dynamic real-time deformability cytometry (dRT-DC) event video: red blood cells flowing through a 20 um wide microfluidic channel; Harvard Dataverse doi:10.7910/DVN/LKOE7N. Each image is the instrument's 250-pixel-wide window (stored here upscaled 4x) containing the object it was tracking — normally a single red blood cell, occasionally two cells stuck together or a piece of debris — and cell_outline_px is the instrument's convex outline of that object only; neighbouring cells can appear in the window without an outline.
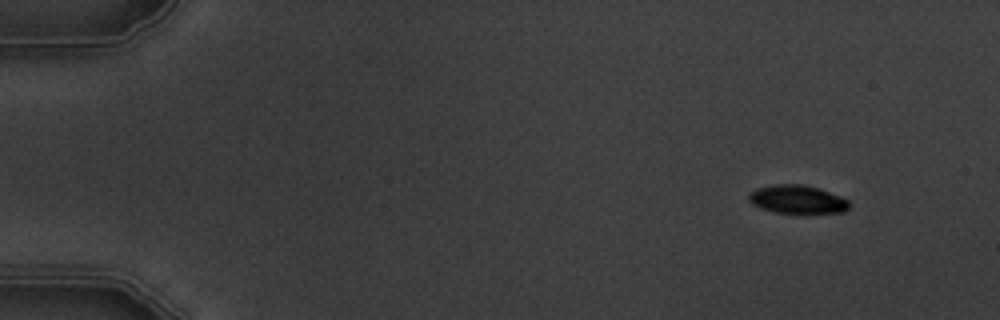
{"species": "common noctule bat (a hibernating species)", "species_latin": "Nyctalus noctula", "temperature_condition": "warm", "stored_images_in_passage": 6, "camera_frame_rate_fps": 3000, "um_per_image_px": 0.085, "animal": {"sex": "male", "body_mass_g": 19.5, "forearm_length_mm": 54.6}, "frame": {"image": 1, "passage_image": 2, "time_ms": 1.333, "image_size_px": [1000, 320], "cell_outline_px": [[848, 208], [844, 212], [776, 212], [760, 208], [752, 204], [748, 200], [748, 192], [756, 188], [776, 184], [800, 184], [816, 188], [840, 196], [848, 200]], "centroid_in_image_um": [67.7, 16.93], "position_along_channel_um": 17.3, "area_um2": 16.24}}